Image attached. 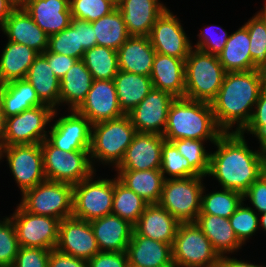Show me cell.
Masks as SVG:
<instances>
[{
	"mask_svg": "<svg viewBox=\"0 0 266 267\" xmlns=\"http://www.w3.org/2000/svg\"><path fill=\"white\" fill-rule=\"evenodd\" d=\"M240 132L223 133L214 143L217 150L210 153L208 175L218 180L223 189L244 194L251 184L266 171V145L250 150Z\"/></svg>",
	"mask_w": 266,
	"mask_h": 267,
	"instance_id": "cell-1",
	"label": "cell"
},
{
	"mask_svg": "<svg viewBox=\"0 0 266 267\" xmlns=\"http://www.w3.org/2000/svg\"><path fill=\"white\" fill-rule=\"evenodd\" d=\"M265 84L266 73L260 70L226 72L211 102L216 124L224 133H229L235 123L237 128L231 132H241L246 127Z\"/></svg>",
	"mask_w": 266,
	"mask_h": 267,
	"instance_id": "cell-2",
	"label": "cell"
},
{
	"mask_svg": "<svg viewBox=\"0 0 266 267\" xmlns=\"http://www.w3.org/2000/svg\"><path fill=\"white\" fill-rule=\"evenodd\" d=\"M223 133L216 124L211 103L182 97L170 104L163 133L166 141L189 138L215 143Z\"/></svg>",
	"mask_w": 266,
	"mask_h": 267,
	"instance_id": "cell-3",
	"label": "cell"
},
{
	"mask_svg": "<svg viewBox=\"0 0 266 267\" xmlns=\"http://www.w3.org/2000/svg\"><path fill=\"white\" fill-rule=\"evenodd\" d=\"M225 74L218 56L192 49L185 60L184 97L211 103L222 86Z\"/></svg>",
	"mask_w": 266,
	"mask_h": 267,
	"instance_id": "cell-4",
	"label": "cell"
},
{
	"mask_svg": "<svg viewBox=\"0 0 266 267\" xmlns=\"http://www.w3.org/2000/svg\"><path fill=\"white\" fill-rule=\"evenodd\" d=\"M136 134L128 114L92 124L89 150L92 165L95 158L116 167Z\"/></svg>",
	"mask_w": 266,
	"mask_h": 267,
	"instance_id": "cell-5",
	"label": "cell"
},
{
	"mask_svg": "<svg viewBox=\"0 0 266 267\" xmlns=\"http://www.w3.org/2000/svg\"><path fill=\"white\" fill-rule=\"evenodd\" d=\"M40 146L47 180L75 185L94 174L89 150L65 152L47 138Z\"/></svg>",
	"mask_w": 266,
	"mask_h": 267,
	"instance_id": "cell-6",
	"label": "cell"
},
{
	"mask_svg": "<svg viewBox=\"0 0 266 267\" xmlns=\"http://www.w3.org/2000/svg\"><path fill=\"white\" fill-rule=\"evenodd\" d=\"M220 259L195 222L179 224L172 245L174 267H220Z\"/></svg>",
	"mask_w": 266,
	"mask_h": 267,
	"instance_id": "cell-7",
	"label": "cell"
},
{
	"mask_svg": "<svg viewBox=\"0 0 266 267\" xmlns=\"http://www.w3.org/2000/svg\"><path fill=\"white\" fill-rule=\"evenodd\" d=\"M202 177L166 178L158 204L180 223L195 222L201 210Z\"/></svg>",
	"mask_w": 266,
	"mask_h": 267,
	"instance_id": "cell-8",
	"label": "cell"
},
{
	"mask_svg": "<svg viewBox=\"0 0 266 267\" xmlns=\"http://www.w3.org/2000/svg\"><path fill=\"white\" fill-rule=\"evenodd\" d=\"M73 185L46 180L22 193L20 206L27 212L58 220L72 217Z\"/></svg>",
	"mask_w": 266,
	"mask_h": 267,
	"instance_id": "cell-9",
	"label": "cell"
},
{
	"mask_svg": "<svg viewBox=\"0 0 266 267\" xmlns=\"http://www.w3.org/2000/svg\"><path fill=\"white\" fill-rule=\"evenodd\" d=\"M93 176L73 185L72 216L91 221L111 214L113 206L114 180Z\"/></svg>",
	"mask_w": 266,
	"mask_h": 267,
	"instance_id": "cell-10",
	"label": "cell"
},
{
	"mask_svg": "<svg viewBox=\"0 0 266 267\" xmlns=\"http://www.w3.org/2000/svg\"><path fill=\"white\" fill-rule=\"evenodd\" d=\"M57 114L49 105H40L5 118L4 146L40 144L48 135L46 124Z\"/></svg>",
	"mask_w": 266,
	"mask_h": 267,
	"instance_id": "cell-11",
	"label": "cell"
},
{
	"mask_svg": "<svg viewBox=\"0 0 266 267\" xmlns=\"http://www.w3.org/2000/svg\"><path fill=\"white\" fill-rule=\"evenodd\" d=\"M15 227L20 247L56 248L60 220L25 211L20 205L9 217Z\"/></svg>",
	"mask_w": 266,
	"mask_h": 267,
	"instance_id": "cell-12",
	"label": "cell"
},
{
	"mask_svg": "<svg viewBox=\"0 0 266 267\" xmlns=\"http://www.w3.org/2000/svg\"><path fill=\"white\" fill-rule=\"evenodd\" d=\"M4 154L22 193L47 180L40 144L3 146L0 160Z\"/></svg>",
	"mask_w": 266,
	"mask_h": 267,
	"instance_id": "cell-13",
	"label": "cell"
},
{
	"mask_svg": "<svg viewBox=\"0 0 266 267\" xmlns=\"http://www.w3.org/2000/svg\"><path fill=\"white\" fill-rule=\"evenodd\" d=\"M148 37L159 54L186 60L193 49L180 21L168 8L157 18Z\"/></svg>",
	"mask_w": 266,
	"mask_h": 267,
	"instance_id": "cell-14",
	"label": "cell"
},
{
	"mask_svg": "<svg viewBox=\"0 0 266 267\" xmlns=\"http://www.w3.org/2000/svg\"><path fill=\"white\" fill-rule=\"evenodd\" d=\"M55 249L87 261L100 252L90 221L73 216L60 221Z\"/></svg>",
	"mask_w": 266,
	"mask_h": 267,
	"instance_id": "cell-15",
	"label": "cell"
},
{
	"mask_svg": "<svg viewBox=\"0 0 266 267\" xmlns=\"http://www.w3.org/2000/svg\"><path fill=\"white\" fill-rule=\"evenodd\" d=\"M175 99L170 93L152 88L148 95L128 113L138 133L163 135L170 104Z\"/></svg>",
	"mask_w": 266,
	"mask_h": 267,
	"instance_id": "cell-16",
	"label": "cell"
},
{
	"mask_svg": "<svg viewBox=\"0 0 266 267\" xmlns=\"http://www.w3.org/2000/svg\"><path fill=\"white\" fill-rule=\"evenodd\" d=\"M75 111L91 124L123 116L114 80H93L85 100Z\"/></svg>",
	"mask_w": 266,
	"mask_h": 267,
	"instance_id": "cell-17",
	"label": "cell"
},
{
	"mask_svg": "<svg viewBox=\"0 0 266 267\" xmlns=\"http://www.w3.org/2000/svg\"><path fill=\"white\" fill-rule=\"evenodd\" d=\"M90 121L75 110L71 114L60 117L51 130L47 139L57 148L65 152L90 150L91 144Z\"/></svg>",
	"mask_w": 266,
	"mask_h": 267,
	"instance_id": "cell-18",
	"label": "cell"
},
{
	"mask_svg": "<svg viewBox=\"0 0 266 267\" xmlns=\"http://www.w3.org/2000/svg\"><path fill=\"white\" fill-rule=\"evenodd\" d=\"M163 135L138 133L124 153L117 170H150L161 168Z\"/></svg>",
	"mask_w": 266,
	"mask_h": 267,
	"instance_id": "cell-19",
	"label": "cell"
},
{
	"mask_svg": "<svg viewBox=\"0 0 266 267\" xmlns=\"http://www.w3.org/2000/svg\"><path fill=\"white\" fill-rule=\"evenodd\" d=\"M159 0H119L120 11L130 36L148 37L157 18L167 9Z\"/></svg>",
	"mask_w": 266,
	"mask_h": 267,
	"instance_id": "cell-20",
	"label": "cell"
},
{
	"mask_svg": "<svg viewBox=\"0 0 266 267\" xmlns=\"http://www.w3.org/2000/svg\"><path fill=\"white\" fill-rule=\"evenodd\" d=\"M21 6L48 36L71 24L69 0H25Z\"/></svg>",
	"mask_w": 266,
	"mask_h": 267,
	"instance_id": "cell-21",
	"label": "cell"
},
{
	"mask_svg": "<svg viewBox=\"0 0 266 267\" xmlns=\"http://www.w3.org/2000/svg\"><path fill=\"white\" fill-rule=\"evenodd\" d=\"M1 30L8 41L26 45L38 54L48 49L49 36L34 22L22 6H18L6 19Z\"/></svg>",
	"mask_w": 266,
	"mask_h": 267,
	"instance_id": "cell-22",
	"label": "cell"
},
{
	"mask_svg": "<svg viewBox=\"0 0 266 267\" xmlns=\"http://www.w3.org/2000/svg\"><path fill=\"white\" fill-rule=\"evenodd\" d=\"M126 253L129 267H174L171 244L143 237L134 230Z\"/></svg>",
	"mask_w": 266,
	"mask_h": 267,
	"instance_id": "cell-23",
	"label": "cell"
},
{
	"mask_svg": "<svg viewBox=\"0 0 266 267\" xmlns=\"http://www.w3.org/2000/svg\"><path fill=\"white\" fill-rule=\"evenodd\" d=\"M101 252H126L133 225L117 215L109 214L90 221Z\"/></svg>",
	"mask_w": 266,
	"mask_h": 267,
	"instance_id": "cell-24",
	"label": "cell"
},
{
	"mask_svg": "<svg viewBox=\"0 0 266 267\" xmlns=\"http://www.w3.org/2000/svg\"><path fill=\"white\" fill-rule=\"evenodd\" d=\"M180 222L158 203L148 204L134 231L146 238L173 245Z\"/></svg>",
	"mask_w": 266,
	"mask_h": 267,
	"instance_id": "cell-25",
	"label": "cell"
},
{
	"mask_svg": "<svg viewBox=\"0 0 266 267\" xmlns=\"http://www.w3.org/2000/svg\"><path fill=\"white\" fill-rule=\"evenodd\" d=\"M150 79L153 88L170 93L175 98L184 97L185 60L156 53Z\"/></svg>",
	"mask_w": 266,
	"mask_h": 267,
	"instance_id": "cell-26",
	"label": "cell"
},
{
	"mask_svg": "<svg viewBox=\"0 0 266 267\" xmlns=\"http://www.w3.org/2000/svg\"><path fill=\"white\" fill-rule=\"evenodd\" d=\"M119 70L150 76L156 51L149 37L130 36L117 50Z\"/></svg>",
	"mask_w": 266,
	"mask_h": 267,
	"instance_id": "cell-27",
	"label": "cell"
},
{
	"mask_svg": "<svg viewBox=\"0 0 266 267\" xmlns=\"http://www.w3.org/2000/svg\"><path fill=\"white\" fill-rule=\"evenodd\" d=\"M196 225L209 239L214 251L219 257L237 251L242 243L235 235L229 219L209 214H199Z\"/></svg>",
	"mask_w": 266,
	"mask_h": 267,
	"instance_id": "cell-28",
	"label": "cell"
},
{
	"mask_svg": "<svg viewBox=\"0 0 266 267\" xmlns=\"http://www.w3.org/2000/svg\"><path fill=\"white\" fill-rule=\"evenodd\" d=\"M25 79L36 91L39 100L56 110L55 106H59L60 80L55 76L42 54L35 57Z\"/></svg>",
	"mask_w": 266,
	"mask_h": 267,
	"instance_id": "cell-29",
	"label": "cell"
},
{
	"mask_svg": "<svg viewBox=\"0 0 266 267\" xmlns=\"http://www.w3.org/2000/svg\"><path fill=\"white\" fill-rule=\"evenodd\" d=\"M93 76L83 60H77L60 80V103H66L70 111L76 110L85 100L92 83Z\"/></svg>",
	"mask_w": 266,
	"mask_h": 267,
	"instance_id": "cell-30",
	"label": "cell"
},
{
	"mask_svg": "<svg viewBox=\"0 0 266 267\" xmlns=\"http://www.w3.org/2000/svg\"><path fill=\"white\" fill-rule=\"evenodd\" d=\"M0 105L4 118H8L44 104L32 85L26 79H20L0 85Z\"/></svg>",
	"mask_w": 266,
	"mask_h": 267,
	"instance_id": "cell-31",
	"label": "cell"
},
{
	"mask_svg": "<svg viewBox=\"0 0 266 267\" xmlns=\"http://www.w3.org/2000/svg\"><path fill=\"white\" fill-rule=\"evenodd\" d=\"M0 58V85L25 79L38 53L32 48L8 41Z\"/></svg>",
	"mask_w": 266,
	"mask_h": 267,
	"instance_id": "cell-32",
	"label": "cell"
},
{
	"mask_svg": "<svg viewBox=\"0 0 266 267\" xmlns=\"http://www.w3.org/2000/svg\"><path fill=\"white\" fill-rule=\"evenodd\" d=\"M117 171L118 180L148 204L159 202L165 181L160 169Z\"/></svg>",
	"mask_w": 266,
	"mask_h": 267,
	"instance_id": "cell-33",
	"label": "cell"
},
{
	"mask_svg": "<svg viewBox=\"0 0 266 267\" xmlns=\"http://www.w3.org/2000/svg\"><path fill=\"white\" fill-rule=\"evenodd\" d=\"M117 97L124 114L133 110L153 88L150 76L119 70L114 77Z\"/></svg>",
	"mask_w": 266,
	"mask_h": 267,
	"instance_id": "cell-34",
	"label": "cell"
},
{
	"mask_svg": "<svg viewBox=\"0 0 266 267\" xmlns=\"http://www.w3.org/2000/svg\"><path fill=\"white\" fill-rule=\"evenodd\" d=\"M250 36L243 25L232 33L223 51L218 55L219 61L226 72L253 70L250 52Z\"/></svg>",
	"mask_w": 266,
	"mask_h": 267,
	"instance_id": "cell-35",
	"label": "cell"
},
{
	"mask_svg": "<svg viewBox=\"0 0 266 267\" xmlns=\"http://www.w3.org/2000/svg\"><path fill=\"white\" fill-rule=\"evenodd\" d=\"M97 45L117 51L130 37L120 11L116 8L109 15L91 22Z\"/></svg>",
	"mask_w": 266,
	"mask_h": 267,
	"instance_id": "cell-36",
	"label": "cell"
},
{
	"mask_svg": "<svg viewBox=\"0 0 266 267\" xmlns=\"http://www.w3.org/2000/svg\"><path fill=\"white\" fill-rule=\"evenodd\" d=\"M94 80H113L119 71L117 51L96 45L85 50L83 59Z\"/></svg>",
	"mask_w": 266,
	"mask_h": 267,
	"instance_id": "cell-37",
	"label": "cell"
},
{
	"mask_svg": "<svg viewBox=\"0 0 266 267\" xmlns=\"http://www.w3.org/2000/svg\"><path fill=\"white\" fill-rule=\"evenodd\" d=\"M148 203L135 192L128 189L118 178H114L113 206L111 214L117 215L128 221L133 226L136 224Z\"/></svg>",
	"mask_w": 266,
	"mask_h": 267,
	"instance_id": "cell-38",
	"label": "cell"
},
{
	"mask_svg": "<svg viewBox=\"0 0 266 267\" xmlns=\"http://www.w3.org/2000/svg\"><path fill=\"white\" fill-rule=\"evenodd\" d=\"M204 190L205 187L201 194L199 214L216 215L229 219L243 201V194L235 190L223 189L203 195Z\"/></svg>",
	"mask_w": 266,
	"mask_h": 267,
	"instance_id": "cell-39",
	"label": "cell"
},
{
	"mask_svg": "<svg viewBox=\"0 0 266 267\" xmlns=\"http://www.w3.org/2000/svg\"><path fill=\"white\" fill-rule=\"evenodd\" d=\"M49 52L71 56L82 60L85 50L80 45L79 19L72 18L71 24L61 32L49 36Z\"/></svg>",
	"mask_w": 266,
	"mask_h": 267,
	"instance_id": "cell-40",
	"label": "cell"
},
{
	"mask_svg": "<svg viewBox=\"0 0 266 267\" xmlns=\"http://www.w3.org/2000/svg\"><path fill=\"white\" fill-rule=\"evenodd\" d=\"M161 173L166 179L165 173L171 176V179L187 178L191 176H200L188 163L187 159L182 156L176 146L166 141L162 147Z\"/></svg>",
	"mask_w": 266,
	"mask_h": 267,
	"instance_id": "cell-41",
	"label": "cell"
},
{
	"mask_svg": "<svg viewBox=\"0 0 266 267\" xmlns=\"http://www.w3.org/2000/svg\"><path fill=\"white\" fill-rule=\"evenodd\" d=\"M250 36V52L253 70L266 73V24L257 14L244 24Z\"/></svg>",
	"mask_w": 266,
	"mask_h": 267,
	"instance_id": "cell-42",
	"label": "cell"
},
{
	"mask_svg": "<svg viewBox=\"0 0 266 267\" xmlns=\"http://www.w3.org/2000/svg\"><path fill=\"white\" fill-rule=\"evenodd\" d=\"M190 166L201 176H207L210 169V153L203 145L204 140L178 139L171 141Z\"/></svg>",
	"mask_w": 266,
	"mask_h": 267,
	"instance_id": "cell-43",
	"label": "cell"
},
{
	"mask_svg": "<svg viewBox=\"0 0 266 267\" xmlns=\"http://www.w3.org/2000/svg\"><path fill=\"white\" fill-rule=\"evenodd\" d=\"M113 0H69L72 18L86 20L91 23L116 9Z\"/></svg>",
	"mask_w": 266,
	"mask_h": 267,
	"instance_id": "cell-44",
	"label": "cell"
},
{
	"mask_svg": "<svg viewBox=\"0 0 266 267\" xmlns=\"http://www.w3.org/2000/svg\"><path fill=\"white\" fill-rule=\"evenodd\" d=\"M242 203L237 207L236 211L229 217V222L239 241L244 244L247 238L254 235L259 227L257 212L250 207L243 206Z\"/></svg>",
	"mask_w": 266,
	"mask_h": 267,
	"instance_id": "cell-45",
	"label": "cell"
},
{
	"mask_svg": "<svg viewBox=\"0 0 266 267\" xmlns=\"http://www.w3.org/2000/svg\"><path fill=\"white\" fill-rule=\"evenodd\" d=\"M0 221V267H11L19 251L15 227L10 218Z\"/></svg>",
	"mask_w": 266,
	"mask_h": 267,
	"instance_id": "cell-46",
	"label": "cell"
},
{
	"mask_svg": "<svg viewBox=\"0 0 266 267\" xmlns=\"http://www.w3.org/2000/svg\"><path fill=\"white\" fill-rule=\"evenodd\" d=\"M254 108L251 120L240 133L244 134L247 130L259 139V143L266 145V84L262 87Z\"/></svg>",
	"mask_w": 266,
	"mask_h": 267,
	"instance_id": "cell-47",
	"label": "cell"
},
{
	"mask_svg": "<svg viewBox=\"0 0 266 267\" xmlns=\"http://www.w3.org/2000/svg\"><path fill=\"white\" fill-rule=\"evenodd\" d=\"M50 251L38 247H20L11 267H48Z\"/></svg>",
	"mask_w": 266,
	"mask_h": 267,
	"instance_id": "cell-48",
	"label": "cell"
},
{
	"mask_svg": "<svg viewBox=\"0 0 266 267\" xmlns=\"http://www.w3.org/2000/svg\"><path fill=\"white\" fill-rule=\"evenodd\" d=\"M210 28L211 27L208 26L207 29L205 28V30L207 31L202 30L200 32V34L198 35L199 41L195 45L194 49L200 50L204 53L218 56L223 51V48L225 47L226 42L229 39L230 35H228L227 32L224 29H221L222 27H220L222 33L219 36L215 34L216 36H218V38H216L214 33L210 31L211 30Z\"/></svg>",
	"mask_w": 266,
	"mask_h": 267,
	"instance_id": "cell-49",
	"label": "cell"
},
{
	"mask_svg": "<svg viewBox=\"0 0 266 267\" xmlns=\"http://www.w3.org/2000/svg\"><path fill=\"white\" fill-rule=\"evenodd\" d=\"M245 197L250 199L260 214L266 212V171L243 194V201L246 200Z\"/></svg>",
	"mask_w": 266,
	"mask_h": 267,
	"instance_id": "cell-50",
	"label": "cell"
},
{
	"mask_svg": "<svg viewBox=\"0 0 266 267\" xmlns=\"http://www.w3.org/2000/svg\"><path fill=\"white\" fill-rule=\"evenodd\" d=\"M88 267H129L126 252H99L87 261Z\"/></svg>",
	"mask_w": 266,
	"mask_h": 267,
	"instance_id": "cell-51",
	"label": "cell"
},
{
	"mask_svg": "<svg viewBox=\"0 0 266 267\" xmlns=\"http://www.w3.org/2000/svg\"><path fill=\"white\" fill-rule=\"evenodd\" d=\"M42 55L47 59L55 76L61 80L72 65L77 61L71 56L49 52L46 50Z\"/></svg>",
	"mask_w": 266,
	"mask_h": 267,
	"instance_id": "cell-52",
	"label": "cell"
},
{
	"mask_svg": "<svg viewBox=\"0 0 266 267\" xmlns=\"http://www.w3.org/2000/svg\"><path fill=\"white\" fill-rule=\"evenodd\" d=\"M48 267H88L87 260L59 252L50 251Z\"/></svg>",
	"mask_w": 266,
	"mask_h": 267,
	"instance_id": "cell-53",
	"label": "cell"
},
{
	"mask_svg": "<svg viewBox=\"0 0 266 267\" xmlns=\"http://www.w3.org/2000/svg\"><path fill=\"white\" fill-rule=\"evenodd\" d=\"M79 38L80 45L84 50L90 49L97 45V38L94 34L92 24L86 20L79 19Z\"/></svg>",
	"mask_w": 266,
	"mask_h": 267,
	"instance_id": "cell-54",
	"label": "cell"
},
{
	"mask_svg": "<svg viewBox=\"0 0 266 267\" xmlns=\"http://www.w3.org/2000/svg\"><path fill=\"white\" fill-rule=\"evenodd\" d=\"M18 7L12 0H0V27L2 28L6 19Z\"/></svg>",
	"mask_w": 266,
	"mask_h": 267,
	"instance_id": "cell-55",
	"label": "cell"
},
{
	"mask_svg": "<svg viewBox=\"0 0 266 267\" xmlns=\"http://www.w3.org/2000/svg\"><path fill=\"white\" fill-rule=\"evenodd\" d=\"M220 267H265L261 265H254L252 263L243 262L242 260H237L234 258H230L228 256H223L220 259Z\"/></svg>",
	"mask_w": 266,
	"mask_h": 267,
	"instance_id": "cell-56",
	"label": "cell"
},
{
	"mask_svg": "<svg viewBox=\"0 0 266 267\" xmlns=\"http://www.w3.org/2000/svg\"><path fill=\"white\" fill-rule=\"evenodd\" d=\"M4 134H5V118L0 105V151L4 146Z\"/></svg>",
	"mask_w": 266,
	"mask_h": 267,
	"instance_id": "cell-57",
	"label": "cell"
},
{
	"mask_svg": "<svg viewBox=\"0 0 266 267\" xmlns=\"http://www.w3.org/2000/svg\"><path fill=\"white\" fill-rule=\"evenodd\" d=\"M257 14L261 17V19L266 24V3H265L264 8L260 12H258Z\"/></svg>",
	"mask_w": 266,
	"mask_h": 267,
	"instance_id": "cell-58",
	"label": "cell"
},
{
	"mask_svg": "<svg viewBox=\"0 0 266 267\" xmlns=\"http://www.w3.org/2000/svg\"><path fill=\"white\" fill-rule=\"evenodd\" d=\"M260 215H262L261 216V221H260L261 227H262V229H264V231H266V212L262 213Z\"/></svg>",
	"mask_w": 266,
	"mask_h": 267,
	"instance_id": "cell-59",
	"label": "cell"
},
{
	"mask_svg": "<svg viewBox=\"0 0 266 267\" xmlns=\"http://www.w3.org/2000/svg\"><path fill=\"white\" fill-rule=\"evenodd\" d=\"M12 1H14L18 6H21L25 2V0H12Z\"/></svg>",
	"mask_w": 266,
	"mask_h": 267,
	"instance_id": "cell-60",
	"label": "cell"
}]
</instances>
